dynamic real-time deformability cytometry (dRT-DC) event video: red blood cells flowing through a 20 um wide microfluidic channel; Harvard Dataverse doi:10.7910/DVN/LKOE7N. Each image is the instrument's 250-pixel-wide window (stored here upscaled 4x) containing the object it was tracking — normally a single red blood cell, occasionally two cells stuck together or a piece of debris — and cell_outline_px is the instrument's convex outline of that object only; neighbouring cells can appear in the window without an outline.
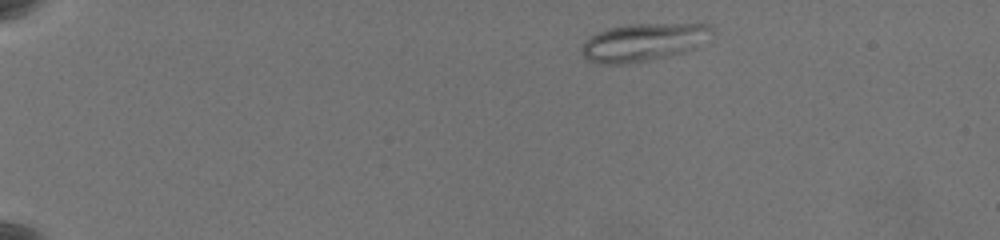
{"species": "common noctule bat (a hibernating species)", "species_latin": "Nyctalus noctula", "temperature_condition": "warm", "stored_images_in_passage": 52, "camera_frame_rate_fps": 3000, "um_per_image_px": 0.085, "animal": {"sex": "female", "body_mass_g": 19.5, "forearm_length_mm": 54.1}, "frame": {"image": 1, "passage_image": 1, "time_ms": 0.0, "image_size_px": [1000, 240], "cell_outline_px": [[716, 32], [696, 48], [684, 52], [668, 56], [628, 64], [600, 64], [588, 60], [580, 52], [584, 40], [588, 36], [608, 28], [628, 24], [712, 24]], "centroid_in_image_um": [54.7, 3.58], "position_along_channel_um": 30.3, "area_um2": 29.07}}
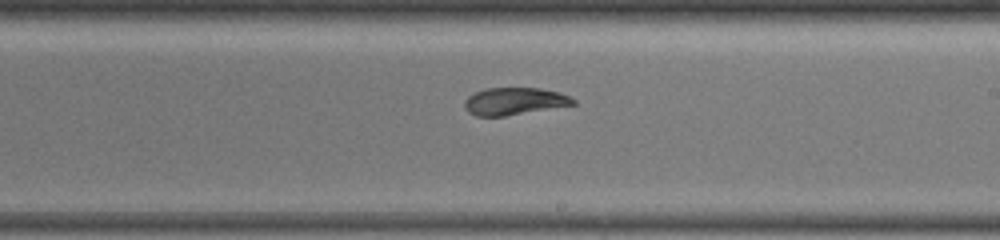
{"frame": {"image": 2, "passage_image": 29, "time_ms": 9.333, "image_size_px": [1000, 240], "cell_outline_px": [[576, 104], [504, 116], [476, 116], [468, 112], [464, 108], [464, 100], [468, 96], [484, 88], [540, 88], [560, 92], [576, 100]], "centroid_in_image_um": [43.69, 8.6], "position_along_channel_um": 245.3, "area_um2": 17.28}}
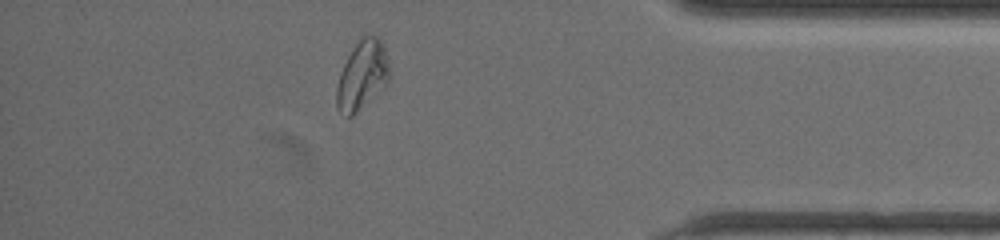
{"frame": {"image": 3, "passage_image": 45, "time_ms": 14.667, "image_size_px": [1000, 240], "cell_outline_px": [[388, 80], [376, 96], [352, 116], [348, 116], [340, 112], [336, 108], [336, 88], [340, 72], [356, 40], [364, 36], [376, 36], [380, 40], [384, 48], [388, 64]], "centroid_in_image_um": [30.75, 6.41], "position_along_channel_um": 404.5, "area_um2": 21.04}, "authors_computed_cell_mechanics": {"area_um2": 19.941, "velocity_mm_per_s": 3.4466, "shape_relaxation_time_tau1_ms": 9.6064, "shape_relaxation_time_tau2_ms": 2.1219, "deformation_change_tau1": 0.2233, "deformation_change_tau2": 0.0716}}